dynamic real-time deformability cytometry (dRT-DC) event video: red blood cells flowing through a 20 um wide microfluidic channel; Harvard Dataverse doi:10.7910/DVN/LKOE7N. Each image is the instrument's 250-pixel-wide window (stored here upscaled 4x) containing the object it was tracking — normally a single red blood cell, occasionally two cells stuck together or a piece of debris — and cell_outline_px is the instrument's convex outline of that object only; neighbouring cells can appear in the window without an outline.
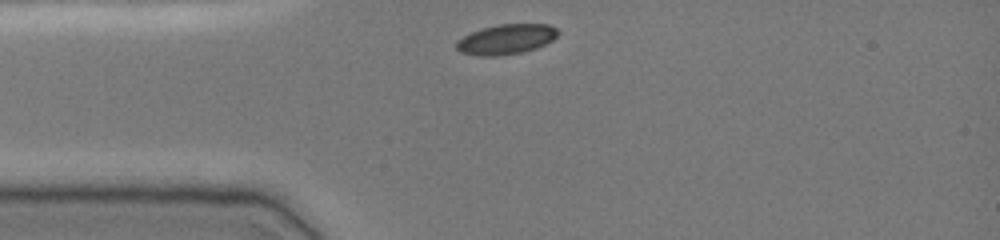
{"species": "common noctule bat (a hibernating species)", "species_latin": "Nyctalus noctula", "temperature_condition": "cold", "stored_images_in_passage": 31, "camera_frame_rate_fps": 3000, "um_per_image_px": 0.085, "animal": {"sex": "female", "body_mass_g": 19.0, "forearm_length_mm": 51.5}, "frame": {"image": 1, "passage_image": 1, "time_ms": 0.0, "image_size_px": [1000, 240], "cell_outline_px": [[560, 32], [552, 40], [536, 48], [520, 52], [496, 56], [480, 56], [460, 52], [456, 48], [456, 40], [472, 32], [484, 28], [500, 24], [548, 24], [556, 28]], "centroid_in_image_um": [43.02, 3.34], "position_along_channel_um": 42.0, "area_um2": 17.57}}
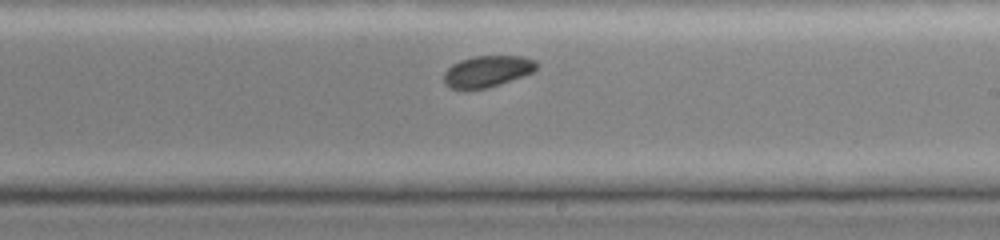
{"frame": {"image": 2, "passage_image": 18, "time_ms": 5.667, "image_size_px": [1000, 240], "cell_outline_px": [[540, 64], [532, 72], [524, 76], [488, 88], [452, 88], [444, 84], [444, 72], [452, 64], [460, 60], [472, 56], [520, 56], [536, 60]], "centroid_in_image_um": [41.44, 6.04], "position_along_channel_um": 247.6, "area_um2": 16.94}}
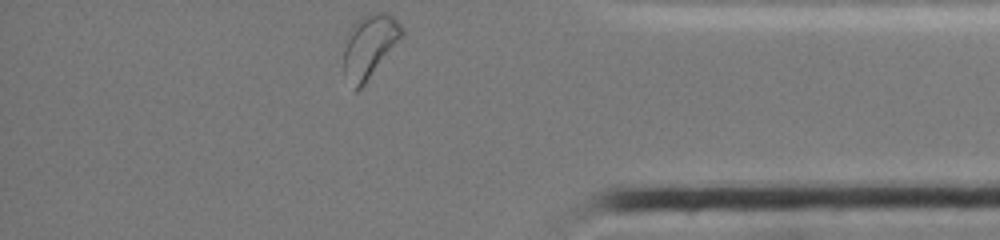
{"frame": {"image": 3, "passage_image": 31, "time_ms": 10.0, "image_size_px": [1000, 240], "cell_outline_px": [[404, 36], [364, 84], [356, 92], [344, 72], [344, 36], [352, 24], [360, 16], [368, 12], [388, 12], [404, 28]], "centroid_in_image_um": [31.41, 3.85], "position_along_channel_um": 403.8, "area_um2": 21.79}, "authors_computed_cell_mechanics": {"area_um2": 18.0336, "velocity_mm_per_s": 3.8826, "shape_relaxation_time_tau1_ms": 1.9558, "shape_relaxation_time_tau2_ms": null, "deformation_change_tau1": 0.0552, "deformation_change_tau2": null}}